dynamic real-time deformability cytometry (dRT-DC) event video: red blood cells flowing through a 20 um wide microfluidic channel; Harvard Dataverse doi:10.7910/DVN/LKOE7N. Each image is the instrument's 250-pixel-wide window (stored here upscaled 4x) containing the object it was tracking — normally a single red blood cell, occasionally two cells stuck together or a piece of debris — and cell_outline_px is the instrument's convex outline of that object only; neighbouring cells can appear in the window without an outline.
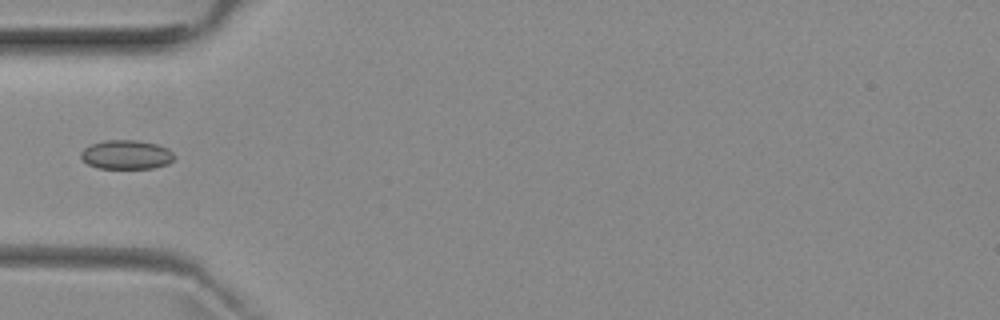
{"species": "common noctule bat (a hibernating species)", "species_latin": "Nyctalus noctula", "temperature_condition": "room temperature", "stored_images_in_passage": 5, "camera_frame_rate_fps": 3000, "um_per_image_px": 0.085, "animal": {"sex": "female", "body_mass_g": 29.2, "forearm_length_mm": 56.3}, "frame": {"image": 1, "passage_image": 5, "time_ms": 4.667, "image_size_px": [1000, 320], "cell_outline_px": [[176, 156], [168, 164], [152, 168], [96, 168], [88, 164], [80, 156], [80, 152], [84, 148], [92, 144], [104, 140], [136, 140], [156, 144], [168, 148]], "centroid_in_image_um": [10.74, 13.14], "position_along_channel_um": 74.3, "area_um2": 15.84}}